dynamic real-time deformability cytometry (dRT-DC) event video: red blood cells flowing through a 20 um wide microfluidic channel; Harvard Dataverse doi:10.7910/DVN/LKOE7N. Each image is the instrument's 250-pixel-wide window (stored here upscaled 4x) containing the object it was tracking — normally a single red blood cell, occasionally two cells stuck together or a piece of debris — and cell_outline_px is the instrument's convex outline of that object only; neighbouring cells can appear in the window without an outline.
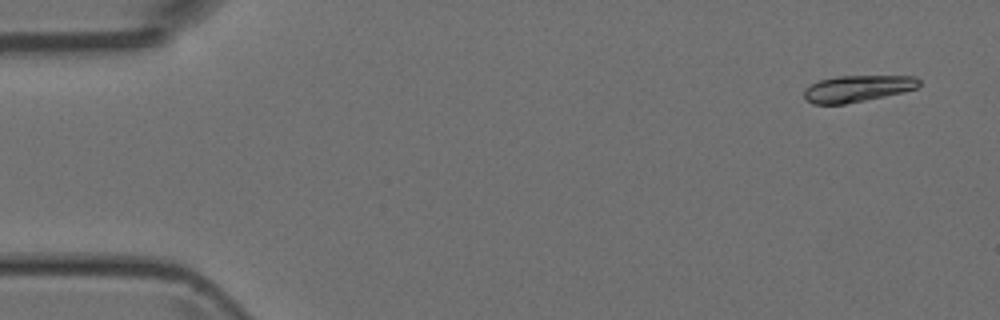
{"species": "Egyptian fruit bat (a non-hibernating species)", "species_latin": "Rousettus aegyptiacus", "temperature_condition": "room temperature", "stored_images_in_passage": 5, "camera_frame_rate_fps": 3000, "um_per_image_px": 0.085, "animal": {"sex": "female"}, "frame": {"image": 1, "passage_image": 1, "time_ms": 0.0, "image_size_px": [1000, 320], "cell_outline_px": [[920, 84], [916, 88], [884, 96], [844, 104], [812, 104], [804, 100], [804, 88], [820, 80], [836, 76], [916, 76], [920, 80]], "centroid_in_image_um": [72.84, 7.52], "position_along_channel_um": 12.2, "area_um2": 17.69}}